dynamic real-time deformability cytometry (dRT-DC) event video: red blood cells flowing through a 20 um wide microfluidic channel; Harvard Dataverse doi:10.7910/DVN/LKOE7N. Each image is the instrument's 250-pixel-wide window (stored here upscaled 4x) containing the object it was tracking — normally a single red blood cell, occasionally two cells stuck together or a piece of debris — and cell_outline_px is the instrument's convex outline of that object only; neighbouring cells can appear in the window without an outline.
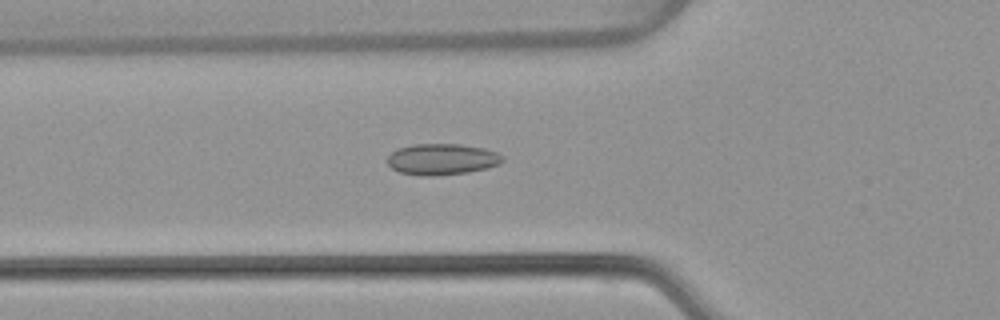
{"species": "common noctule bat (a hibernating species)", "species_latin": "Nyctalus noctula", "temperature_condition": "warm", "stored_images_in_passage": 53, "camera_frame_rate_fps": 3000, "um_per_image_px": 0.085, "animal": {"sex": "female", "body_mass_g": 22.7, "forearm_length_mm": 54.2}, "frame": {"image": 1, "passage_image": 19, "time_ms": 6.0, "image_size_px": [1000, 320], "cell_outline_px": [[504, 160], [500, 164], [488, 168], [468, 172], [432, 176], [420, 176], [400, 172], [392, 168], [388, 164], [388, 156], [396, 148], [416, 144], [460, 144], [484, 148], [496, 152], [504, 156]], "centroid_in_image_um": [37.58, 13.54], "position_along_channel_um": 88.2, "area_um2": 21.04}}
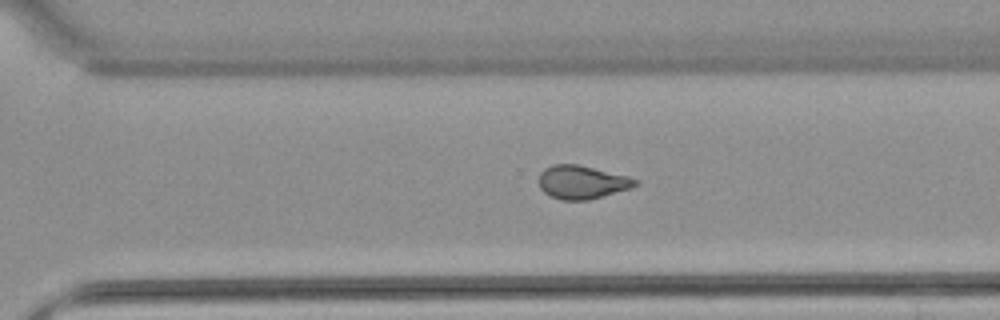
{"frame": {"image": 2, "passage_image": 37, "time_ms": 12.0, "image_size_px": [1000, 320], "cell_outline_px": [[636, 184], [632, 188], [588, 200], [560, 200], [544, 192], [540, 188], [540, 172], [544, 168], [552, 164], [576, 164], [628, 176], [636, 180]], "centroid_in_image_um": [49.44, 15.48], "position_along_channel_um": 321.2, "area_um2": 18.55}}
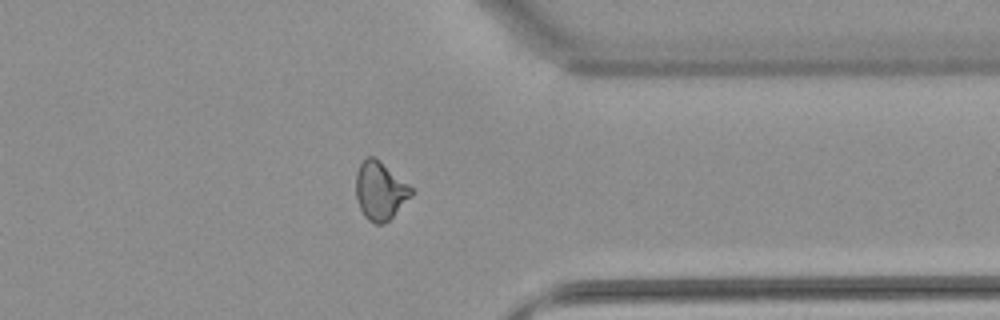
{"frame": {"image": 3, "passage_image": 42, "time_ms": 13.667, "image_size_px": [1000, 320], "cell_outline_px": [[416, 192], [384, 224], [376, 224], [368, 220], [364, 216], [360, 208], [356, 196], [356, 172], [364, 156], [376, 156], [416, 188]], "centroid_in_image_um": [32.35, 16.16], "position_along_channel_um": 379.0, "area_um2": 19.42}, "authors_computed_cell_mechanics": {"area_um2": 19.363, "velocity_mm_per_s": 3.8831, "shape_relaxation_time_tau1_ms": null, "shape_relaxation_time_tau2_ms": 1.8446, "deformation_change_tau1": null, "deformation_change_tau2": 0.0734}}